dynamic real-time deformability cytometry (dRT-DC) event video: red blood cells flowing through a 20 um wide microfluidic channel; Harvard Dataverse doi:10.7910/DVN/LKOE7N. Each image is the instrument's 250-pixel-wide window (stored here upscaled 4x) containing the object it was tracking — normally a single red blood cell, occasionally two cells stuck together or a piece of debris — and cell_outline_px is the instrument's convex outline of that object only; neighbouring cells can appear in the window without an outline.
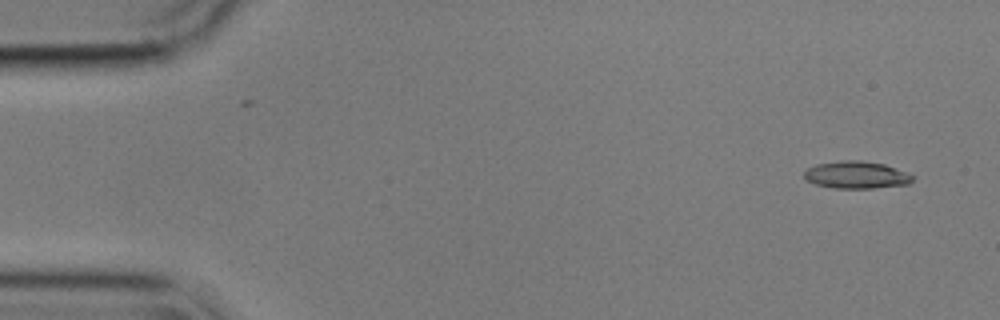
{"species": "common noctule bat (a hibernating species)", "species_latin": "Nyctalus noctula", "temperature_condition": "cold", "stored_images_in_passage": 54, "camera_frame_rate_fps": 3000, "um_per_image_px": 0.085, "animal": {"sex": "male", "body_mass_g": 17.9}, "frame": {"image": 1, "passage_image": 2, "time_ms": 0.333, "image_size_px": [1000, 320], "cell_outline_px": [[916, 176], [908, 184], [872, 188], [832, 188], [816, 184], [808, 180], [804, 176], [804, 172], [808, 168], [816, 164], [840, 160], [860, 160], [884, 164]], "centroid_in_image_um": [72.79, 14.86], "position_along_channel_um": 12.2, "area_um2": 17.17}}
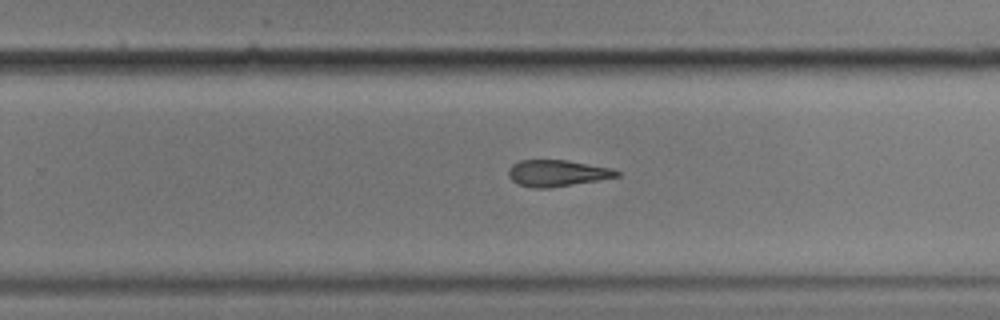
{"frame": {"image": 2, "passage_image": 34, "time_ms": 11.0, "image_size_px": [1000, 320], "cell_outline_px": [[620, 176], [548, 188], [532, 188], [520, 184], [512, 180], [508, 176], [508, 168], [512, 164], [520, 160], [568, 160], [612, 168], [620, 172]], "centroid_in_image_um": [47.34, 14.7], "position_along_channel_um": 282.5, "area_um2": 16.59}}
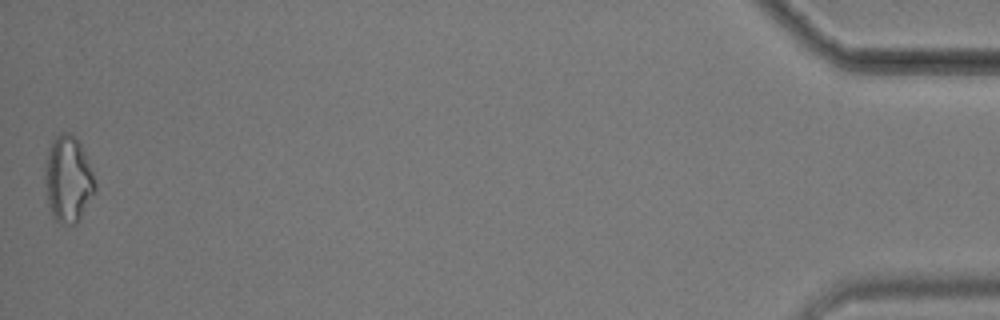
{"frame": {"image": 3, "passage_image": 54, "time_ms": 17.667, "image_size_px": [1000, 320], "cell_outline_px": [[96, 192], [80, 220], [76, 224], [60, 224], [52, 216], [48, 204], [44, 180], [44, 168], [48, 152], [52, 140], [60, 132], [72, 132], [80, 144], [84, 152], [92, 172], [96, 184]], "centroid_in_image_um": [5.79, 15.26], "position_along_channel_um": 429.4, "area_um2": 25.55}}